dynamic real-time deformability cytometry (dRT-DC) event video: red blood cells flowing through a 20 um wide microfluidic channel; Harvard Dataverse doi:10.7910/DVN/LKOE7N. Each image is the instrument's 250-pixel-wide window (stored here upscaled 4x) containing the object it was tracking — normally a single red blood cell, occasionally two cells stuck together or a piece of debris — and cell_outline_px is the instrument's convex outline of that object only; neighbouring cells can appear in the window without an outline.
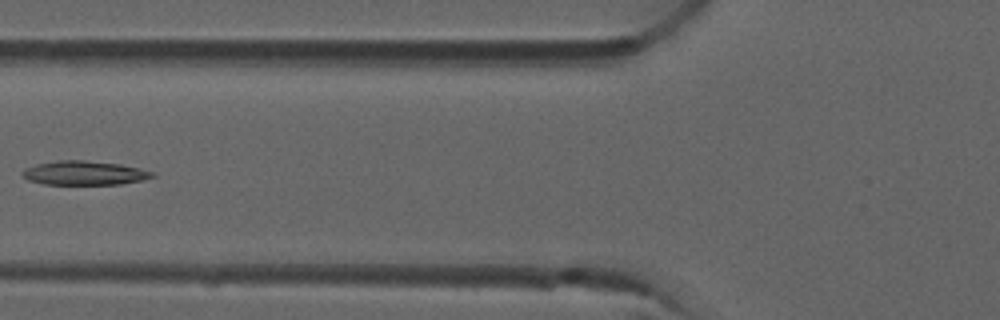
{"species": "common noctule bat (a hibernating species)", "species_latin": "Nyctalus noctula", "temperature_condition": "room temperature", "stored_images_in_passage": 5, "camera_frame_rate_fps": 3000, "um_per_image_px": 0.085, "animal": {"sex": "male", "forearm_length_mm": 52.5}, "frame": {"image": 1, "passage_image": 4, "time_ms": 1.0, "image_size_px": [1000, 320], "cell_outline_px": [[156, 176], [140, 180], [120, 184], [44, 184], [28, 180], [20, 176], [20, 172], [24, 168], [36, 164], [60, 160], [84, 160], [120, 164], [140, 168], [156, 172]], "centroid_in_image_um": [7.14, 14.7], "position_along_channel_um": 118.7, "area_um2": 18.32}}
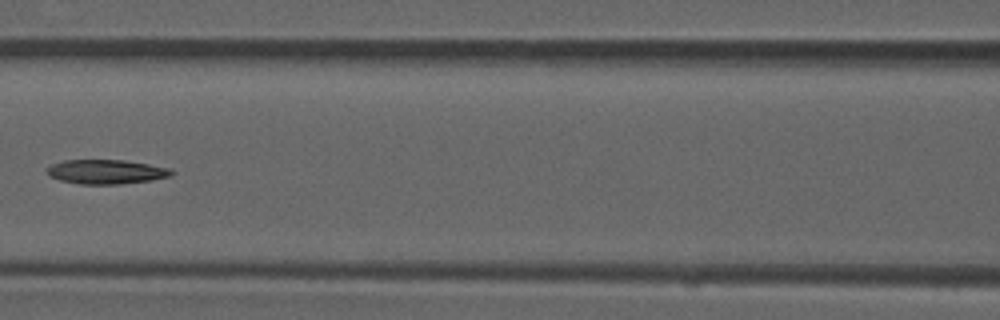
{"frame": {"image": 2, "passage_image": 5, "time_ms": 1.333, "image_size_px": [1000, 320], "cell_outline_px": [[176, 172], [172, 176], [152, 180], [120, 184], [80, 184], [60, 180], [48, 176], [48, 168], [52, 164], [64, 160], [124, 160], [172, 168]], "centroid_in_image_um": [9.09, 14.6], "position_along_channel_um": 157.5, "area_um2": 17.74}}